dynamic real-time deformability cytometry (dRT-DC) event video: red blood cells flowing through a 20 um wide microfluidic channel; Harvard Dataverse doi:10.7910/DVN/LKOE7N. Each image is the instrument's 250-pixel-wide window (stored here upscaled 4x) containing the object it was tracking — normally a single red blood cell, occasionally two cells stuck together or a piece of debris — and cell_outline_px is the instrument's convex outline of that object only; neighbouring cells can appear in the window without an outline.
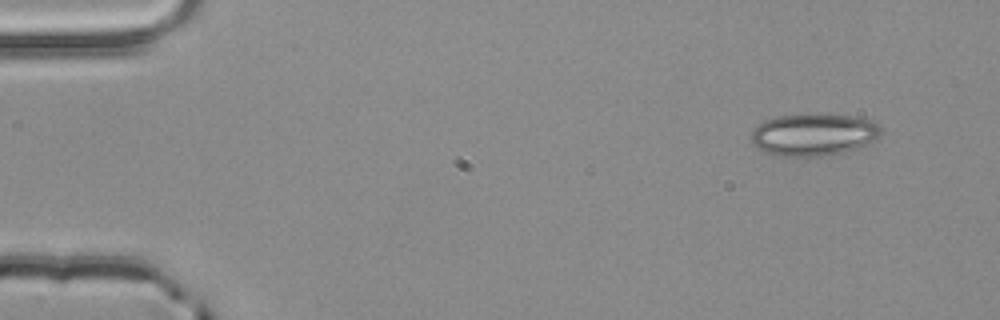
{"species": "common noctule bat (a hibernating species)", "species_latin": "Nyctalus noctula", "temperature_condition": "room temperature", "stored_images_in_passage": 3, "camera_frame_rate_fps": 3000, "um_per_image_px": 0.085, "animal": {"sex": "male", "body_mass_g": 20.4}, "frame": {"image": 1, "passage_image": 1, "time_ms": 0.0, "image_size_px": [1000, 320], "cell_outline_px": [[880, 132], [876, 140], [856, 148], [840, 152], [816, 156], [784, 156], [764, 152], [752, 144], [748, 136], [764, 120], [776, 116], [804, 112], [852, 116], [868, 120], [876, 124], [880, 128]], "centroid_in_image_um": [69.08, 11.41], "position_along_channel_um": 15.9, "area_um2": 32.02}}
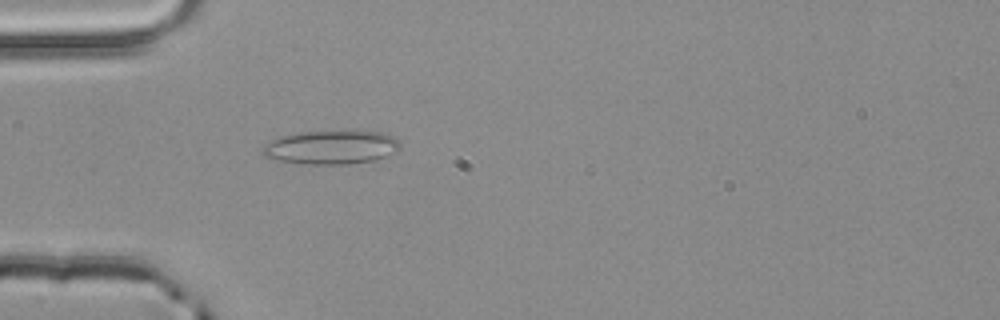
{"frame": {"image": 2, "passage_image": 3, "time_ms": 0.667, "image_size_px": [1000, 320], "cell_outline_px": [[400, 148], [396, 152], [372, 160], [348, 164], [304, 164], [280, 160], [264, 156], [260, 152], [264, 144], [268, 140], [300, 132], [384, 132], [396, 136], [400, 144]], "centroid_in_image_um": [28.14, 12.52], "position_along_channel_um": 56.9, "area_um2": 26.82}}